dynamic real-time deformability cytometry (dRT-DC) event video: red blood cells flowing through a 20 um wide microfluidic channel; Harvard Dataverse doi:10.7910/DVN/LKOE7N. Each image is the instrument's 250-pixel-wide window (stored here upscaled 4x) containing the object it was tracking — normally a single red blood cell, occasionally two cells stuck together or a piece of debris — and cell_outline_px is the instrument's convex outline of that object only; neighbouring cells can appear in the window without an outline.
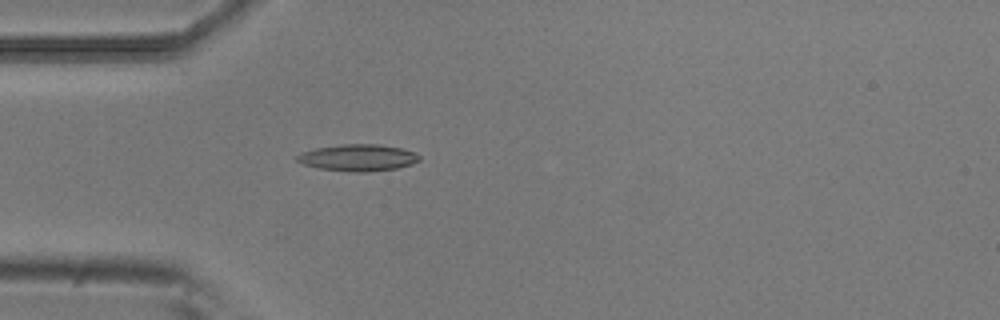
{"species": "common noctule bat (a hibernating species)", "species_latin": "Nyctalus noctula", "temperature_condition": "room temperature", "stored_images_in_passage": 3, "camera_frame_rate_fps": 3000, "um_per_image_px": 0.085, "animal": {"sex": "male", "body_mass_g": 20.5, "forearm_length_mm": 52.5}, "frame": {"image": 1, "passage_image": 3, "time_ms": 0.667, "image_size_px": [1000, 320], "cell_outline_px": [[420, 160], [412, 164], [396, 168], [368, 172], [356, 172], [320, 168], [304, 164], [296, 160], [296, 156], [300, 152], [316, 148], [340, 144], [376, 144], [400, 148], [416, 152], [420, 156]], "centroid_in_image_um": [30.44, 13.39], "position_along_channel_um": 54.6, "area_um2": 18.96}}